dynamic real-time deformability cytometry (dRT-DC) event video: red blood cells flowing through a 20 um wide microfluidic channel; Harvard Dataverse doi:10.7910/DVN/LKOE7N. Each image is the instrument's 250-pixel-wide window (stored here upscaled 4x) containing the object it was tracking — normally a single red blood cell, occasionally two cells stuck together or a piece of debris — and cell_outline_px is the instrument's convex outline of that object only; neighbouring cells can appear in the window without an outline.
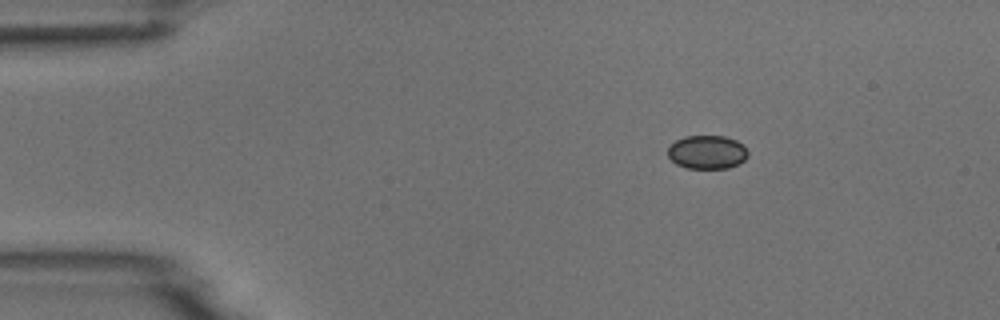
{"species": "common noctule bat (a hibernating species)", "species_latin": "Nyctalus noctula", "temperature_condition": "room temperature", "stored_images_in_passage": 3, "camera_frame_rate_fps": 3000, "um_per_image_px": 0.085, "animal": {"sex": "male", "body_mass_g": 18.8}, "frame": {"image": 1, "passage_image": 1, "time_ms": 0.0, "image_size_px": [1000, 320], "cell_outline_px": [[748, 156], [740, 164], [728, 168], [688, 168], [676, 164], [668, 156], [668, 144], [684, 136], [724, 136], [736, 140], [744, 144], [748, 152]], "centroid_in_image_um": [60.11, 12.92], "position_along_channel_um": 24.9, "area_um2": 15.9}}